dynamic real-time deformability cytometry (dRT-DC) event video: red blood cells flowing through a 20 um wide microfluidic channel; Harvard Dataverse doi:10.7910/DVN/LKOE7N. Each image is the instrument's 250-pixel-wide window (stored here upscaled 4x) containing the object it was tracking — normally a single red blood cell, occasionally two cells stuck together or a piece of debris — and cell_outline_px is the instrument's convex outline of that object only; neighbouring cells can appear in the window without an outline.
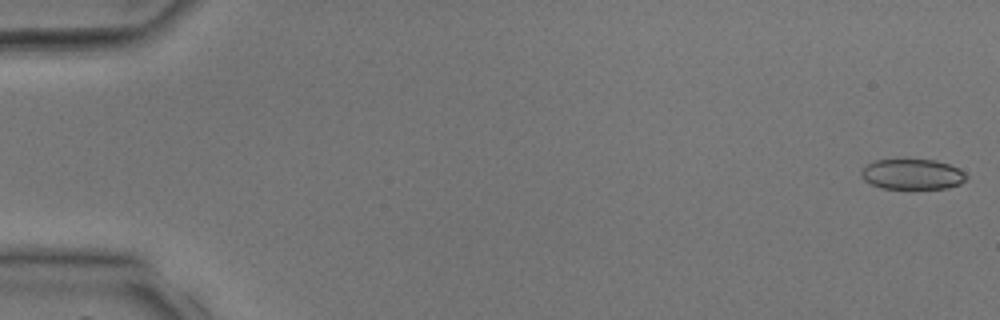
{"species": "common noctule bat (a hibernating species)", "species_latin": "Nyctalus noctula", "temperature_condition": "room temperature", "stored_images_in_passage": 9, "camera_frame_rate_fps": 3000, "um_per_image_px": 0.085, "animal": {"sex": "male", "body_mass_g": 17.9, "forearm_length_mm": 54.2}, "frame": {"image": 1, "passage_image": 1, "time_ms": 0.0, "image_size_px": [1000, 320], "cell_outline_px": [[968, 176], [960, 184], [948, 188], [884, 188], [872, 184], [864, 180], [860, 176], [860, 172], [868, 164], [876, 160], [936, 160], [948, 164], [964, 172]], "centroid_in_image_um": [77.55, 14.81], "position_along_channel_um": 7.5, "area_um2": 18.32}}